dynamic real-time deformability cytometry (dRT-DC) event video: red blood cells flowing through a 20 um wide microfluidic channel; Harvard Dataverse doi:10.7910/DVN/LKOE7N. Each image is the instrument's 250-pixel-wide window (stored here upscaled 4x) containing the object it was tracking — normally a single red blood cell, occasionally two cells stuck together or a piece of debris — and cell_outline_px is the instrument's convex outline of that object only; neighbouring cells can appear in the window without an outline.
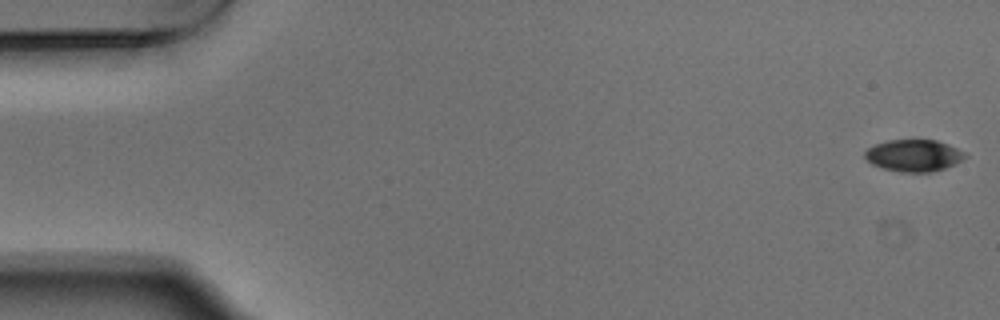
{"species": "Egyptian fruit bat (a non-hibernating species)", "species_latin": "Rousettus aegyptiacus", "temperature_condition": "warm", "stored_images_in_passage": 16, "camera_frame_rate_fps": 3000, "um_per_image_px": 0.085, "animal": {"sex": "male"}, "frame": {"image": 1, "passage_image": 1, "time_ms": 0.0, "image_size_px": [1000, 320], "cell_outline_px": [[968, 156], [956, 164], [932, 172], [900, 172], [884, 168], [872, 164], [864, 156], [864, 152], [868, 148], [876, 144], [888, 140], [936, 140], [948, 144], [964, 152]], "centroid_in_image_um": [77.69, 13.22], "position_along_channel_um": 7.3, "area_um2": 18.55}}
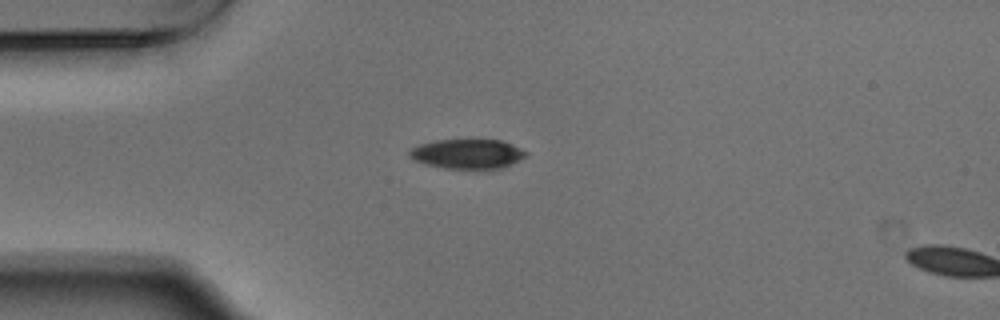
{"frame": {"image": 2, "passage_image": 14, "time_ms": 4.333, "image_size_px": [1000, 320], "cell_outline_px": [[528, 152], [520, 160], [500, 168], [444, 168], [424, 164], [412, 160], [408, 156], [408, 152], [412, 148], [420, 144], [436, 140], [500, 140], [512, 144]], "centroid_in_image_um": [39.68, 13.08], "position_along_channel_um": 45.3, "area_um2": 19.94}}